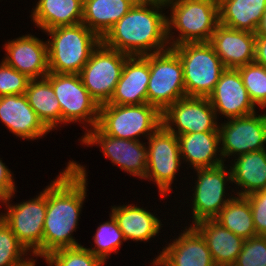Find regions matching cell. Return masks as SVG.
<instances>
[{
    "label": "cell",
    "mask_w": 266,
    "mask_h": 266,
    "mask_svg": "<svg viewBox=\"0 0 266 266\" xmlns=\"http://www.w3.org/2000/svg\"><path fill=\"white\" fill-rule=\"evenodd\" d=\"M0 120L13 135L22 140H37L50 132L24 94L0 97Z\"/></svg>",
    "instance_id": "obj_19"
},
{
    "label": "cell",
    "mask_w": 266,
    "mask_h": 266,
    "mask_svg": "<svg viewBox=\"0 0 266 266\" xmlns=\"http://www.w3.org/2000/svg\"><path fill=\"white\" fill-rule=\"evenodd\" d=\"M48 68L57 74H79L101 39L82 22L47 31Z\"/></svg>",
    "instance_id": "obj_3"
},
{
    "label": "cell",
    "mask_w": 266,
    "mask_h": 266,
    "mask_svg": "<svg viewBox=\"0 0 266 266\" xmlns=\"http://www.w3.org/2000/svg\"><path fill=\"white\" fill-rule=\"evenodd\" d=\"M30 80L27 75L7 65L3 60L0 63V97L25 94Z\"/></svg>",
    "instance_id": "obj_36"
},
{
    "label": "cell",
    "mask_w": 266,
    "mask_h": 266,
    "mask_svg": "<svg viewBox=\"0 0 266 266\" xmlns=\"http://www.w3.org/2000/svg\"><path fill=\"white\" fill-rule=\"evenodd\" d=\"M254 62L266 67V37H256Z\"/></svg>",
    "instance_id": "obj_39"
},
{
    "label": "cell",
    "mask_w": 266,
    "mask_h": 266,
    "mask_svg": "<svg viewBox=\"0 0 266 266\" xmlns=\"http://www.w3.org/2000/svg\"><path fill=\"white\" fill-rule=\"evenodd\" d=\"M46 78L61 106V124L80 122L85 125L84 134L88 131L87 125L91 126L89 129L97 126L100 106L84 87L79 74L49 72Z\"/></svg>",
    "instance_id": "obj_9"
},
{
    "label": "cell",
    "mask_w": 266,
    "mask_h": 266,
    "mask_svg": "<svg viewBox=\"0 0 266 266\" xmlns=\"http://www.w3.org/2000/svg\"><path fill=\"white\" fill-rule=\"evenodd\" d=\"M153 259V266H216L201 233L190 224Z\"/></svg>",
    "instance_id": "obj_16"
},
{
    "label": "cell",
    "mask_w": 266,
    "mask_h": 266,
    "mask_svg": "<svg viewBox=\"0 0 266 266\" xmlns=\"http://www.w3.org/2000/svg\"><path fill=\"white\" fill-rule=\"evenodd\" d=\"M109 217L110 221L103 222L97 227L93 236L95 246L87 248L104 261L109 258L112 252L117 254L123 243L122 241H126L114 217L111 214Z\"/></svg>",
    "instance_id": "obj_32"
},
{
    "label": "cell",
    "mask_w": 266,
    "mask_h": 266,
    "mask_svg": "<svg viewBox=\"0 0 266 266\" xmlns=\"http://www.w3.org/2000/svg\"><path fill=\"white\" fill-rule=\"evenodd\" d=\"M183 65L187 97H208L226 69L209 42L184 43L171 47Z\"/></svg>",
    "instance_id": "obj_5"
},
{
    "label": "cell",
    "mask_w": 266,
    "mask_h": 266,
    "mask_svg": "<svg viewBox=\"0 0 266 266\" xmlns=\"http://www.w3.org/2000/svg\"><path fill=\"white\" fill-rule=\"evenodd\" d=\"M265 9L266 0H220L219 23L255 33Z\"/></svg>",
    "instance_id": "obj_28"
},
{
    "label": "cell",
    "mask_w": 266,
    "mask_h": 266,
    "mask_svg": "<svg viewBox=\"0 0 266 266\" xmlns=\"http://www.w3.org/2000/svg\"><path fill=\"white\" fill-rule=\"evenodd\" d=\"M249 200L257 235L266 236V189L246 196Z\"/></svg>",
    "instance_id": "obj_37"
},
{
    "label": "cell",
    "mask_w": 266,
    "mask_h": 266,
    "mask_svg": "<svg viewBox=\"0 0 266 266\" xmlns=\"http://www.w3.org/2000/svg\"><path fill=\"white\" fill-rule=\"evenodd\" d=\"M116 220L124 239L149 241L161 230V220L143 207L135 205L111 206V213Z\"/></svg>",
    "instance_id": "obj_24"
},
{
    "label": "cell",
    "mask_w": 266,
    "mask_h": 266,
    "mask_svg": "<svg viewBox=\"0 0 266 266\" xmlns=\"http://www.w3.org/2000/svg\"><path fill=\"white\" fill-rule=\"evenodd\" d=\"M44 191L31 200L20 204H11V194L3 204L6 212L2 214V220L16 235L18 241L27 249L32 257L43 258V228L47 209V186Z\"/></svg>",
    "instance_id": "obj_7"
},
{
    "label": "cell",
    "mask_w": 266,
    "mask_h": 266,
    "mask_svg": "<svg viewBox=\"0 0 266 266\" xmlns=\"http://www.w3.org/2000/svg\"><path fill=\"white\" fill-rule=\"evenodd\" d=\"M198 1H206V2H209V3H214L216 5L220 4V0H198Z\"/></svg>",
    "instance_id": "obj_42"
},
{
    "label": "cell",
    "mask_w": 266,
    "mask_h": 266,
    "mask_svg": "<svg viewBox=\"0 0 266 266\" xmlns=\"http://www.w3.org/2000/svg\"><path fill=\"white\" fill-rule=\"evenodd\" d=\"M31 18L42 32L81 23L83 0H38L31 11Z\"/></svg>",
    "instance_id": "obj_26"
},
{
    "label": "cell",
    "mask_w": 266,
    "mask_h": 266,
    "mask_svg": "<svg viewBox=\"0 0 266 266\" xmlns=\"http://www.w3.org/2000/svg\"><path fill=\"white\" fill-rule=\"evenodd\" d=\"M18 241L16 235L0 221V266H33L36 259ZM30 255V257H25ZM25 258V259H24Z\"/></svg>",
    "instance_id": "obj_31"
},
{
    "label": "cell",
    "mask_w": 266,
    "mask_h": 266,
    "mask_svg": "<svg viewBox=\"0 0 266 266\" xmlns=\"http://www.w3.org/2000/svg\"><path fill=\"white\" fill-rule=\"evenodd\" d=\"M195 171L197 180L192 193V226L199 221L215 219L220 210L235 197L233 194L227 195L225 191L226 182H232L231 170L225 166V163L216 167L195 169Z\"/></svg>",
    "instance_id": "obj_12"
},
{
    "label": "cell",
    "mask_w": 266,
    "mask_h": 266,
    "mask_svg": "<svg viewBox=\"0 0 266 266\" xmlns=\"http://www.w3.org/2000/svg\"><path fill=\"white\" fill-rule=\"evenodd\" d=\"M3 203V200L0 198V204ZM2 220V214H0V221Z\"/></svg>",
    "instance_id": "obj_43"
},
{
    "label": "cell",
    "mask_w": 266,
    "mask_h": 266,
    "mask_svg": "<svg viewBox=\"0 0 266 266\" xmlns=\"http://www.w3.org/2000/svg\"><path fill=\"white\" fill-rule=\"evenodd\" d=\"M24 95L38 118L50 131L61 124V106L55 97L52 84L46 77L31 79Z\"/></svg>",
    "instance_id": "obj_29"
},
{
    "label": "cell",
    "mask_w": 266,
    "mask_h": 266,
    "mask_svg": "<svg viewBox=\"0 0 266 266\" xmlns=\"http://www.w3.org/2000/svg\"><path fill=\"white\" fill-rule=\"evenodd\" d=\"M44 260L48 266H102L105 264L103 259L95 256L82 245L53 251Z\"/></svg>",
    "instance_id": "obj_34"
},
{
    "label": "cell",
    "mask_w": 266,
    "mask_h": 266,
    "mask_svg": "<svg viewBox=\"0 0 266 266\" xmlns=\"http://www.w3.org/2000/svg\"><path fill=\"white\" fill-rule=\"evenodd\" d=\"M217 118L208 97H184L162 113V125L176 136L218 131Z\"/></svg>",
    "instance_id": "obj_15"
},
{
    "label": "cell",
    "mask_w": 266,
    "mask_h": 266,
    "mask_svg": "<svg viewBox=\"0 0 266 266\" xmlns=\"http://www.w3.org/2000/svg\"><path fill=\"white\" fill-rule=\"evenodd\" d=\"M230 167L232 184L239 189L237 196L246 197L266 189V149L241 154Z\"/></svg>",
    "instance_id": "obj_25"
},
{
    "label": "cell",
    "mask_w": 266,
    "mask_h": 266,
    "mask_svg": "<svg viewBox=\"0 0 266 266\" xmlns=\"http://www.w3.org/2000/svg\"><path fill=\"white\" fill-rule=\"evenodd\" d=\"M150 78L147 88L148 104L163 113L170 105L186 96L183 65L170 47L149 54Z\"/></svg>",
    "instance_id": "obj_8"
},
{
    "label": "cell",
    "mask_w": 266,
    "mask_h": 266,
    "mask_svg": "<svg viewBox=\"0 0 266 266\" xmlns=\"http://www.w3.org/2000/svg\"><path fill=\"white\" fill-rule=\"evenodd\" d=\"M162 125V113L148 103L141 105L103 104L97 127L106 135L138 141L148 138Z\"/></svg>",
    "instance_id": "obj_6"
},
{
    "label": "cell",
    "mask_w": 266,
    "mask_h": 266,
    "mask_svg": "<svg viewBox=\"0 0 266 266\" xmlns=\"http://www.w3.org/2000/svg\"><path fill=\"white\" fill-rule=\"evenodd\" d=\"M149 54L129 56L110 101L106 104L141 105L148 103Z\"/></svg>",
    "instance_id": "obj_21"
},
{
    "label": "cell",
    "mask_w": 266,
    "mask_h": 266,
    "mask_svg": "<svg viewBox=\"0 0 266 266\" xmlns=\"http://www.w3.org/2000/svg\"><path fill=\"white\" fill-rule=\"evenodd\" d=\"M147 139L148 162L144 180L154 182L160 196L165 198L172 191L171 185L182 163L179 140L163 125Z\"/></svg>",
    "instance_id": "obj_11"
},
{
    "label": "cell",
    "mask_w": 266,
    "mask_h": 266,
    "mask_svg": "<svg viewBox=\"0 0 266 266\" xmlns=\"http://www.w3.org/2000/svg\"><path fill=\"white\" fill-rule=\"evenodd\" d=\"M13 177L11 170L5 166L0 158V198L3 201L16 192V184Z\"/></svg>",
    "instance_id": "obj_38"
},
{
    "label": "cell",
    "mask_w": 266,
    "mask_h": 266,
    "mask_svg": "<svg viewBox=\"0 0 266 266\" xmlns=\"http://www.w3.org/2000/svg\"><path fill=\"white\" fill-rule=\"evenodd\" d=\"M128 57L101 42L79 72L84 87L99 106L110 101Z\"/></svg>",
    "instance_id": "obj_10"
},
{
    "label": "cell",
    "mask_w": 266,
    "mask_h": 266,
    "mask_svg": "<svg viewBox=\"0 0 266 266\" xmlns=\"http://www.w3.org/2000/svg\"><path fill=\"white\" fill-rule=\"evenodd\" d=\"M136 3V0H83L82 23L100 39Z\"/></svg>",
    "instance_id": "obj_27"
},
{
    "label": "cell",
    "mask_w": 266,
    "mask_h": 266,
    "mask_svg": "<svg viewBox=\"0 0 266 266\" xmlns=\"http://www.w3.org/2000/svg\"><path fill=\"white\" fill-rule=\"evenodd\" d=\"M177 137L181 159L192 165L193 169L216 167L224 163L219 131L195 132Z\"/></svg>",
    "instance_id": "obj_22"
},
{
    "label": "cell",
    "mask_w": 266,
    "mask_h": 266,
    "mask_svg": "<svg viewBox=\"0 0 266 266\" xmlns=\"http://www.w3.org/2000/svg\"><path fill=\"white\" fill-rule=\"evenodd\" d=\"M174 0H136L137 3L157 4L168 7Z\"/></svg>",
    "instance_id": "obj_41"
},
{
    "label": "cell",
    "mask_w": 266,
    "mask_h": 266,
    "mask_svg": "<svg viewBox=\"0 0 266 266\" xmlns=\"http://www.w3.org/2000/svg\"><path fill=\"white\" fill-rule=\"evenodd\" d=\"M208 98L216 117L221 114L230 119L256 112L257 106L251 101L238 69L226 68Z\"/></svg>",
    "instance_id": "obj_17"
},
{
    "label": "cell",
    "mask_w": 266,
    "mask_h": 266,
    "mask_svg": "<svg viewBox=\"0 0 266 266\" xmlns=\"http://www.w3.org/2000/svg\"><path fill=\"white\" fill-rule=\"evenodd\" d=\"M254 105L266 108V67L256 62L237 68Z\"/></svg>",
    "instance_id": "obj_33"
},
{
    "label": "cell",
    "mask_w": 266,
    "mask_h": 266,
    "mask_svg": "<svg viewBox=\"0 0 266 266\" xmlns=\"http://www.w3.org/2000/svg\"><path fill=\"white\" fill-rule=\"evenodd\" d=\"M47 186V209L43 228V258L51 252L79 246L72 236L87 195L85 166L69 161Z\"/></svg>",
    "instance_id": "obj_1"
},
{
    "label": "cell",
    "mask_w": 266,
    "mask_h": 266,
    "mask_svg": "<svg viewBox=\"0 0 266 266\" xmlns=\"http://www.w3.org/2000/svg\"><path fill=\"white\" fill-rule=\"evenodd\" d=\"M167 17V38L170 47L209 42L219 24V5L198 0H174ZM175 28V29H174ZM179 32L176 38L172 32Z\"/></svg>",
    "instance_id": "obj_4"
},
{
    "label": "cell",
    "mask_w": 266,
    "mask_h": 266,
    "mask_svg": "<svg viewBox=\"0 0 266 266\" xmlns=\"http://www.w3.org/2000/svg\"><path fill=\"white\" fill-rule=\"evenodd\" d=\"M215 220L224 228L243 239L257 236L249 200L236 196L220 210Z\"/></svg>",
    "instance_id": "obj_30"
},
{
    "label": "cell",
    "mask_w": 266,
    "mask_h": 266,
    "mask_svg": "<svg viewBox=\"0 0 266 266\" xmlns=\"http://www.w3.org/2000/svg\"><path fill=\"white\" fill-rule=\"evenodd\" d=\"M83 135L80 139L83 145L99 146L103 155L124 172L145 178L148 162L146 143L106 135L97 126L88 129Z\"/></svg>",
    "instance_id": "obj_14"
},
{
    "label": "cell",
    "mask_w": 266,
    "mask_h": 266,
    "mask_svg": "<svg viewBox=\"0 0 266 266\" xmlns=\"http://www.w3.org/2000/svg\"><path fill=\"white\" fill-rule=\"evenodd\" d=\"M7 65L24 73L30 79L44 78L49 74L47 42L34 35H22L4 44Z\"/></svg>",
    "instance_id": "obj_18"
},
{
    "label": "cell",
    "mask_w": 266,
    "mask_h": 266,
    "mask_svg": "<svg viewBox=\"0 0 266 266\" xmlns=\"http://www.w3.org/2000/svg\"><path fill=\"white\" fill-rule=\"evenodd\" d=\"M166 7L135 3L106 33L101 42L129 56H144L170 48L167 38Z\"/></svg>",
    "instance_id": "obj_2"
},
{
    "label": "cell",
    "mask_w": 266,
    "mask_h": 266,
    "mask_svg": "<svg viewBox=\"0 0 266 266\" xmlns=\"http://www.w3.org/2000/svg\"><path fill=\"white\" fill-rule=\"evenodd\" d=\"M257 113L219 122L220 149L224 162L230 156L235 159L241 154L266 149V112Z\"/></svg>",
    "instance_id": "obj_13"
},
{
    "label": "cell",
    "mask_w": 266,
    "mask_h": 266,
    "mask_svg": "<svg viewBox=\"0 0 266 266\" xmlns=\"http://www.w3.org/2000/svg\"><path fill=\"white\" fill-rule=\"evenodd\" d=\"M204 237L216 266H233L245 239L224 228L215 219L193 225Z\"/></svg>",
    "instance_id": "obj_23"
},
{
    "label": "cell",
    "mask_w": 266,
    "mask_h": 266,
    "mask_svg": "<svg viewBox=\"0 0 266 266\" xmlns=\"http://www.w3.org/2000/svg\"><path fill=\"white\" fill-rule=\"evenodd\" d=\"M233 266H266V236L257 235L245 239Z\"/></svg>",
    "instance_id": "obj_35"
},
{
    "label": "cell",
    "mask_w": 266,
    "mask_h": 266,
    "mask_svg": "<svg viewBox=\"0 0 266 266\" xmlns=\"http://www.w3.org/2000/svg\"><path fill=\"white\" fill-rule=\"evenodd\" d=\"M255 33L236 30L218 24L209 43L225 68L238 67L254 62Z\"/></svg>",
    "instance_id": "obj_20"
},
{
    "label": "cell",
    "mask_w": 266,
    "mask_h": 266,
    "mask_svg": "<svg viewBox=\"0 0 266 266\" xmlns=\"http://www.w3.org/2000/svg\"><path fill=\"white\" fill-rule=\"evenodd\" d=\"M255 35L256 37H266V9L262 15L260 23L257 26Z\"/></svg>",
    "instance_id": "obj_40"
}]
</instances>
